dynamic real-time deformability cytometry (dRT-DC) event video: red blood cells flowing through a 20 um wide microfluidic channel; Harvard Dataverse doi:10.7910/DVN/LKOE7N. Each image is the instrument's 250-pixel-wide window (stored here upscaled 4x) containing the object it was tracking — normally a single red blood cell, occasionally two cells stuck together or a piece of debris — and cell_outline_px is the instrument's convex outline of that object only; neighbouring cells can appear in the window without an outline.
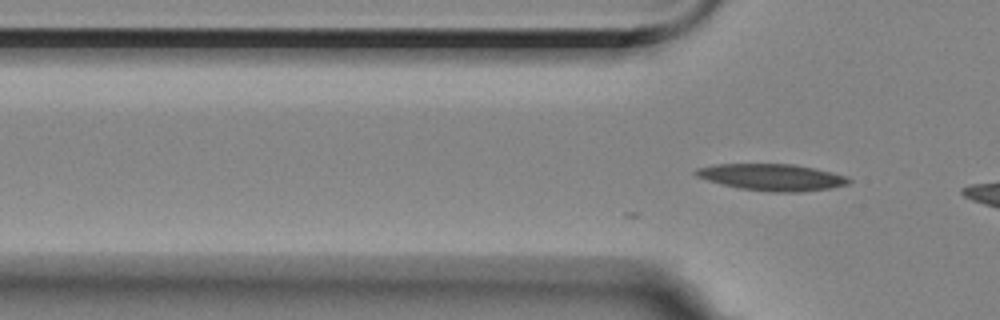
{"species": "Egyptian fruit bat (a non-hibernating species)", "species_latin": "Rousettus aegyptiacus", "temperature_condition": "room temperature", "stored_images_in_passage": 9, "camera_frame_rate_fps": 3000, "um_per_image_px": 0.085, "animal": {"sex": "female"}, "frame": {"image": 1, "passage_image": 9, "time_ms": 2.667, "image_size_px": [1000, 320], "cell_outline_px": [[852, 180], [848, 184], [832, 188], [800, 192], [768, 192], [740, 188], [720, 184], [696, 176], [692, 172], [696, 168], [716, 164], [792, 164], [812, 168], [844, 176]], "centroid_in_image_um": [65.56, 15.07], "position_along_channel_um": 60.2, "area_um2": 23.64}}